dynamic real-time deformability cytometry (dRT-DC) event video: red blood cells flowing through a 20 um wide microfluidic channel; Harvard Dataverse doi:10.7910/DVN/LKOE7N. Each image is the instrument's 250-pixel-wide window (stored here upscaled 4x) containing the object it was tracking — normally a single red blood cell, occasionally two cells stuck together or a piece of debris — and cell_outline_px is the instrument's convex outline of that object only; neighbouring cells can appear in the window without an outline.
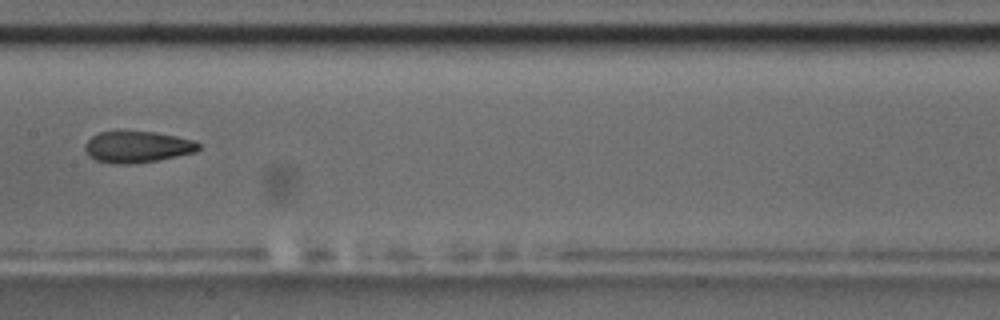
{"species": "common noctule bat (a hibernating species)", "species_latin": "Nyctalus noctula", "temperature_condition": "room temperature", "stored_images_in_passage": 6, "camera_frame_rate_fps": 3000, "um_per_image_px": 0.085, "animal": {"sex": "male", "body_mass_g": 17.5, "forearm_length_mm": 52.3}, "frame": {"image": 1, "passage_image": 6, "time_ms": 5.667, "image_size_px": [1000, 320], "cell_outline_px": [[200, 148], [196, 152], [156, 160], [128, 164], [112, 164], [96, 160], [84, 148], [84, 144], [92, 136], [100, 132], [120, 128], [156, 132], [196, 140], [200, 144]], "centroid_in_image_um": [11.67, 12.43], "position_along_channel_um": 195.7, "area_um2": 21.39}}